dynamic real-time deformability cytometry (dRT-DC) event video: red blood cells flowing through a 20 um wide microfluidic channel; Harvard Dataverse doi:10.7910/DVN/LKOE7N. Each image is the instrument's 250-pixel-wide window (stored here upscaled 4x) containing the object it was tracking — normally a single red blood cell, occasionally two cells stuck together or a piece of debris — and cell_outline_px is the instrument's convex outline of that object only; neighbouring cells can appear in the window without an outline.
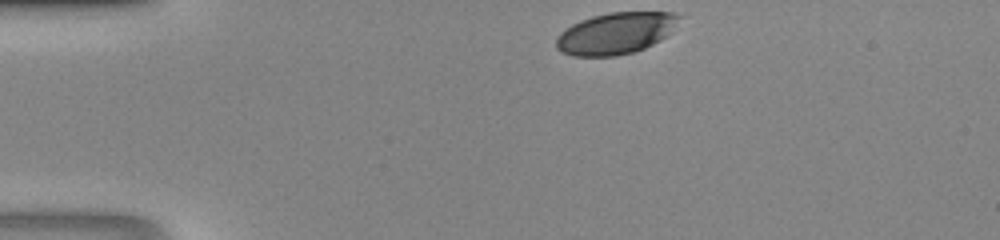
{"species": "human", "species_latin": "Homo sapiens", "temperature_condition": "room temperature", "stored_images_in_passage": 29, "camera_frame_rate_fps": 3000, "um_per_image_px": 0.085, "donor": {"sex": "male"}, "frame": {"image": 1, "passage_image": 1, "time_ms": 0.0, "image_size_px": [1000, 240], "cell_outline_px": [[684, 16], [672, 32], [660, 40], [644, 48], [632, 52], [616, 56], [572, 56], [556, 48], [556, 36], [560, 32], [572, 24], [580, 20], [592, 16], [608, 12], [672, 12]], "centroid_in_image_um": [52.36, 2.81], "position_along_channel_um": 32.6, "area_um2": 30.06}}
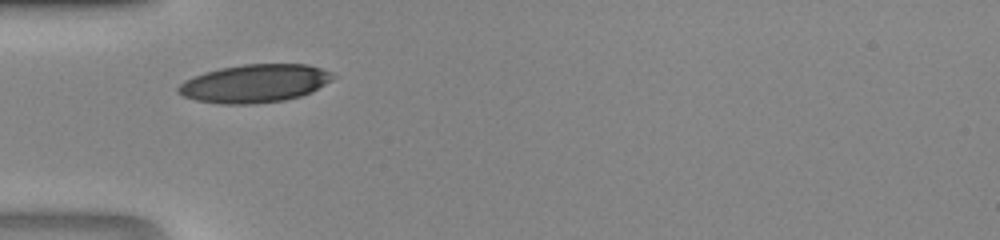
{"frame": {"image": 2, "passage_image": 7, "time_ms": 2.0, "image_size_px": [1000, 240], "cell_outline_px": [[336, 76], [332, 80], [312, 92], [300, 96], [284, 100], [252, 104], [220, 104], [196, 100], [184, 96], [176, 88], [184, 80], [192, 76], [204, 72], [220, 68], [244, 64], [308, 64], [332, 72]], "centroid_in_image_um": [21.66, 7.09], "position_along_channel_um": 63.3, "area_um2": 34.45}}
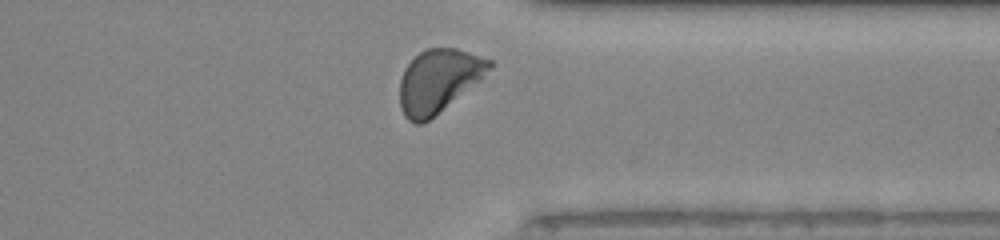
{"frame": {"image": 3, "passage_image": 28, "time_ms": 9.0, "image_size_px": [1000, 240], "cell_outline_px": [[492, 68], [480, 80], [428, 120], [420, 124], [416, 124], [408, 120], [404, 116], [400, 108], [400, 80], [404, 68], [420, 52], [428, 48], [456, 48], [492, 60]], "centroid_in_image_um": [37.26, 6.86], "position_along_channel_um": 374.1, "area_um2": 32.6}}